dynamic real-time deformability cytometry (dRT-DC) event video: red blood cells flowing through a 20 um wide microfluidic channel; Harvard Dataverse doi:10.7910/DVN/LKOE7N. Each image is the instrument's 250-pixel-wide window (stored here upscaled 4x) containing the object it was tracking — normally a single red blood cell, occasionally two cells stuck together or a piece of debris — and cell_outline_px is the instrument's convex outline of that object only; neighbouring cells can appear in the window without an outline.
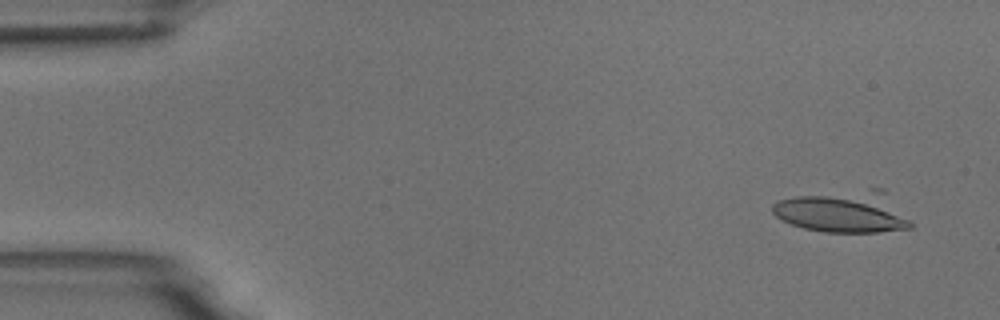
{"species": "common noctule bat (a hibernating species)", "species_latin": "Nyctalus noctula", "temperature_condition": "room temperature", "stored_images_in_passage": 5, "camera_frame_rate_fps": 3000, "um_per_image_px": 0.085, "animal": {"sex": "male", "body_mass_g": 18.8}, "frame": {"image": 1, "passage_image": 1, "time_ms": 0.0, "image_size_px": [1000, 320], "cell_outline_px": [[912, 228], [880, 232], [824, 232], [804, 228], [780, 220], [772, 212], [772, 204], [780, 200], [796, 196], [868, 188], [884, 188], [912, 224]], "centroid_in_image_um": [71.71, 17.99], "position_along_channel_um": 13.3, "area_um2": 33.76}}
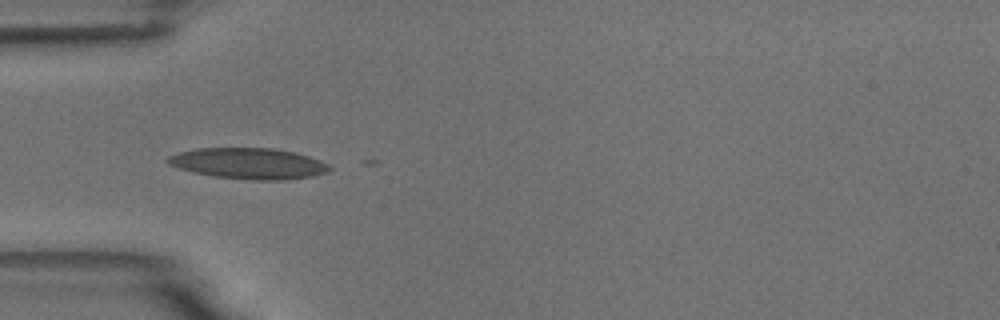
{"frame": {"image": 2, "passage_image": 4, "time_ms": 4.333, "image_size_px": [1000, 320], "cell_outline_px": [[332, 168], [328, 172], [312, 176], [284, 180], [252, 180], [216, 176], [192, 172], [168, 164], [164, 160], [168, 156], [180, 152], [196, 148], [272, 148], [296, 152], [320, 160], [328, 164]], "centroid_in_image_um": [21.14, 13.89], "position_along_channel_um": 63.9, "area_um2": 29.19}}